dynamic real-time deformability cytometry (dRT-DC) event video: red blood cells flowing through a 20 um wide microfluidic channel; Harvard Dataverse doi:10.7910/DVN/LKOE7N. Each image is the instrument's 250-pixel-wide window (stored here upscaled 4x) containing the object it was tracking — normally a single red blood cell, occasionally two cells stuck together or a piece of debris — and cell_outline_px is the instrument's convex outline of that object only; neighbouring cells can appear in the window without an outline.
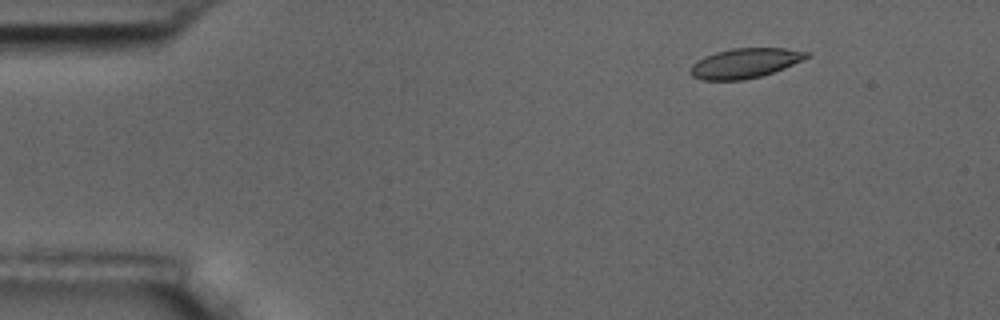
{"species": "common noctule bat (a hibernating species)", "species_latin": "Nyctalus noctula", "temperature_condition": "room temperature", "stored_images_in_passage": 9, "camera_frame_rate_fps": 3000, "um_per_image_px": 0.085, "animal": {"sex": "male", "body_mass_g": 17.5, "forearm_length_mm": 52.3}, "frame": {"image": 1, "passage_image": 1, "time_ms": 0.0, "image_size_px": [1000, 320], "cell_outline_px": [[812, 56], [784, 68], [760, 76], [744, 80], [700, 80], [692, 76], [688, 72], [692, 64], [696, 60], [704, 56], [716, 52], [732, 48], [784, 48], [812, 52]], "centroid_in_image_um": [63.31, 5.36], "position_along_channel_um": 21.7, "area_um2": 20.4}}
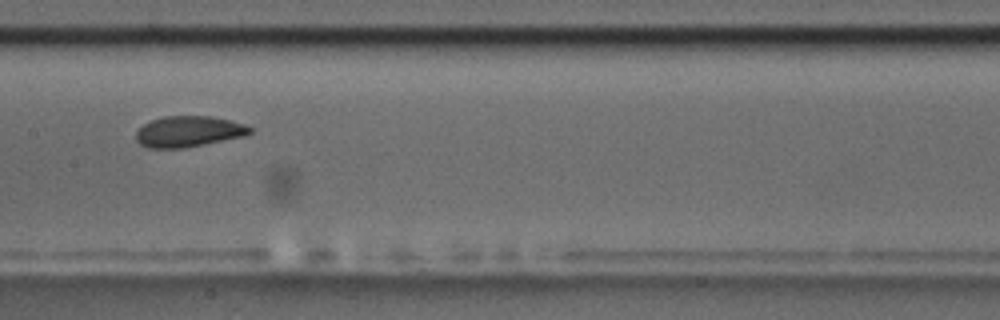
{"frame": {"image": 2, "passage_image": 7, "time_ms": 7.0, "image_size_px": [1000, 320], "cell_outline_px": [[252, 132], [244, 136], [184, 148], [148, 148], [140, 144], [136, 140], [136, 132], [144, 124], [152, 120], [164, 116], [212, 116], [244, 124], [252, 128]], "centroid_in_image_um": [16.02, 11.18], "position_along_channel_um": 191.4, "area_um2": 20.4}}
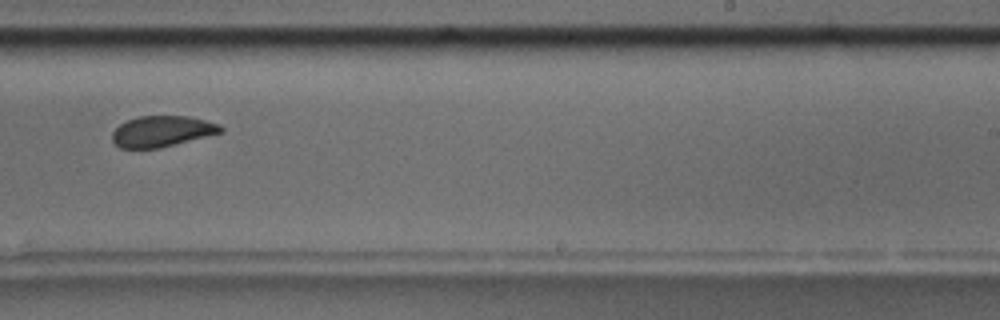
{"frame": {"image": 3, "passage_image": 9, "time_ms": 9.333, "image_size_px": [1000, 320], "cell_outline_px": [[224, 132], [160, 148], [120, 148], [112, 140], [112, 132], [120, 124], [128, 120], [140, 116], [188, 116], [220, 124], [224, 128]], "centroid_in_image_um": [13.79, 11.16], "position_along_channel_um": 275.2, "area_um2": 19.54}}